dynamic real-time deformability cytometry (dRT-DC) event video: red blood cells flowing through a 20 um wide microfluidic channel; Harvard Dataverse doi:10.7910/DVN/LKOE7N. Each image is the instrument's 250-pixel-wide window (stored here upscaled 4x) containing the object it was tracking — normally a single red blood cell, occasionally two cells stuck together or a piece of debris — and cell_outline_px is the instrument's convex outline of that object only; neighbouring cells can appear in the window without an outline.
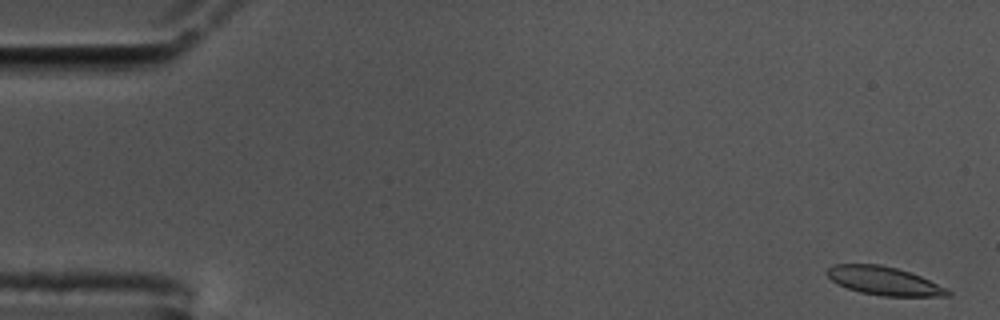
{"species": "common noctule bat (a hibernating species)", "species_latin": "Nyctalus noctula", "temperature_condition": "cold", "stored_images_in_passage": 59, "camera_frame_rate_fps": 3000, "um_per_image_px": 0.085, "animal": {"sex": "male", "body_mass_g": 17.5, "forearm_length_mm": 52.3}, "frame": {"image": 1, "passage_image": 2, "time_ms": 0.333, "image_size_px": [1000, 320], "cell_outline_px": [[952, 292], [948, 296], [884, 296], [860, 292], [848, 288], [832, 280], [824, 272], [832, 264], [880, 264], [896, 268], [920, 276], [948, 288]], "centroid_in_image_um": [75.15, 23.87], "position_along_channel_um": 9.9, "area_um2": 19.88}}
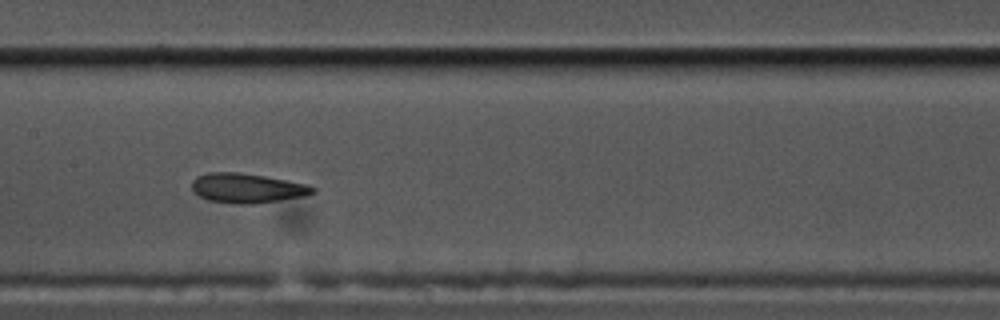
{"frame": {"image": 2, "passage_image": 29, "time_ms": 9.333, "image_size_px": [1000, 320], "cell_outline_px": [[316, 192], [304, 196], [252, 204], [236, 204], [208, 200], [192, 192], [192, 180], [196, 176], [208, 172], [236, 172], [264, 176], [304, 184], [316, 188]], "centroid_in_image_um": [20.94, 15.99], "position_along_channel_um": 186.5, "area_um2": 20.69}}
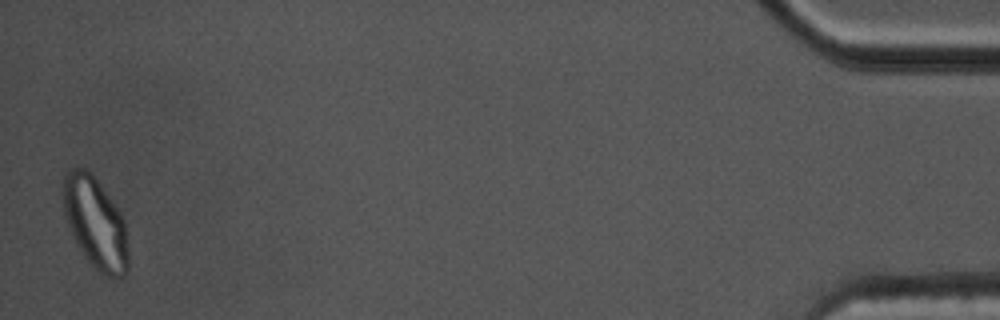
{"frame": {"image": 3, "passage_image": 58, "time_ms": 19.0, "image_size_px": [1000, 320], "cell_outline_px": [[128, 272], [124, 276], [112, 280], [104, 276], [84, 256], [76, 244], [72, 236], [64, 216], [64, 172], [72, 168], [84, 168], [100, 184], [120, 212], [124, 220], [128, 252]], "centroid_in_image_um": [8.12, 19.01], "position_along_channel_um": 427.1, "area_um2": 34.56}, "authors_computed_cell_mechanics": {"area_um2": 20.6346, "velocity_mm_per_s": 3.4258, "shape_relaxation_time_tau1_ms": 7.9107, "shape_relaxation_time_tau2_ms": 2.0807, "deformation_change_tau1": 0.2158, "deformation_change_tau2": 0.0693}}